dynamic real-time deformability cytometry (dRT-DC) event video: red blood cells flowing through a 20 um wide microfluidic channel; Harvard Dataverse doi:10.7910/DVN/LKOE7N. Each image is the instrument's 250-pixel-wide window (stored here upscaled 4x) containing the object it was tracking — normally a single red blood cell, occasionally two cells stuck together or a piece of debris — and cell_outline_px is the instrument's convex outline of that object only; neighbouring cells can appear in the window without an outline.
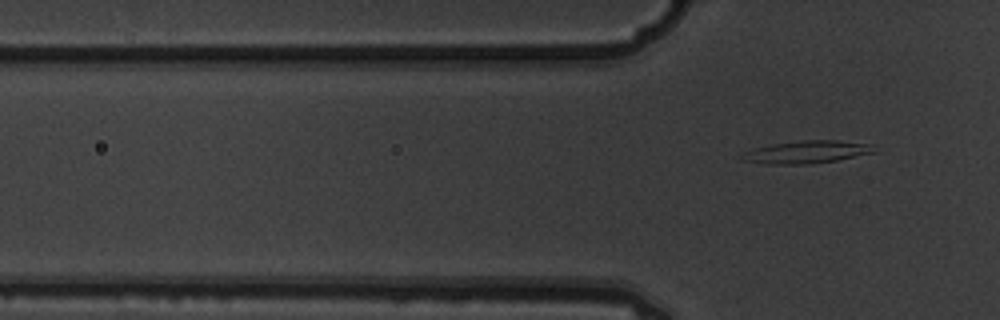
{"species": "common noctule bat (a hibernating species)", "species_latin": "Nyctalus noctula", "temperature_condition": "warm", "stored_images_in_passage": 7, "camera_frame_rate_fps": 3000, "um_per_image_px": 0.085, "animal": {"sex": "male", "body_mass_g": 19.5, "forearm_length_mm": 54.6}, "frame": {"image": 1, "passage_image": 7, "time_ms": 2.0, "image_size_px": [1000, 320], "cell_outline_px": [[876, 152], [836, 160], [808, 164], [764, 164], [740, 160], [736, 156], [744, 152], [756, 148], [772, 144], [804, 140], [836, 140], [872, 144]], "centroid_in_image_um": [68.51, 12.93], "position_along_channel_um": 57.3, "area_um2": 17.46}}